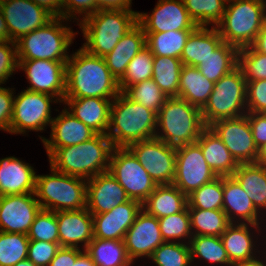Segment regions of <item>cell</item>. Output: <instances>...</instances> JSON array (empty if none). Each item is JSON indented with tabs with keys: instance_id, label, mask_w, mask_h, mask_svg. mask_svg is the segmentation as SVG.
I'll return each instance as SVG.
<instances>
[{
	"instance_id": "obj_1",
	"label": "cell",
	"mask_w": 266,
	"mask_h": 266,
	"mask_svg": "<svg viewBox=\"0 0 266 266\" xmlns=\"http://www.w3.org/2000/svg\"><path fill=\"white\" fill-rule=\"evenodd\" d=\"M119 84L103 57L81 47L66 62V93L64 98H115ZM110 97V98H109Z\"/></svg>"
},
{
	"instance_id": "obj_2",
	"label": "cell",
	"mask_w": 266,
	"mask_h": 266,
	"mask_svg": "<svg viewBox=\"0 0 266 266\" xmlns=\"http://www.w3.org/2000/svg\"><path fill=\"white\" fill-rule=\"evenodd\" d=\"M114 146L106 134L74 146L46 148L50 166L54 170L86 180L108 171Z\"/></svg>"
},
{
	"instance_id": "obj_3",
	"label": "cell",
	"mask_w": 266,
	"mask_h": 266,
	"mask_svg": "<svg viewBox=\"0 0 266 266\" xmlns=\"http://www.w3.org/2000/svg\"><path fill=\"white\" fill-rule=\"evenodd\" d=\"M156 126L157 114L132 101L123 92L112 100L110 132L106 135L114 147H128L135 142L155 138Z\"/></svg>"
},
{
	"instance_id": "obj_4",
	"label": "cell",
	"mask_w": 266,
	"mask_h": 266,
	"mask_svg": "<svg viewBox=\"0 0 266 266\" xmlns=\"http://www.w3.org/2000/svg\"><path fill=\"white\" fill-rule=\"evenodd\" d=\"M80 22L87 40L82 48L93 55L104 57L138 23V12L127 9L97 10Z\"/></svg>"
},
{
	"instance_id": "obj_5",
	"label": "cell",
	"mask_w": 266,
	"mask_h": 266,
	"mask_svg": "<svg viewBox=\"0 0 266 266\" xmlns=\"http://www.w3.org/2000/svg\"><path fill=\"white\" fill-rule=\"evenodd\" d=\"M164 134L155 137L168 145L195 143L206 128L201 109L179 97H168L157 114V127Z\"/></svg>"
},
{
	"instance_id": "obj_6",
	"label": "cell",
	"mask_w": 266,
	"mask_h": 266,
	"mask_svg": "<svg viewBox=\"0 0 266 266\" xmlns=\"http://www.w3.org/2000/svg\"><path fill=\"white\" fill-rule=\"evenodd\" d=\"M222 21L216 26L223 42L238 49L251 46L266 20L265 0H229ZM233 2V3H231Z\"/></svg>"
},
{
	"instance_id": "obj_7",
	"label": "cell",
	"mask_w": 266,
	"mask_h": 266,
	"mask_svg": "<svg viewBox=\"0 0 266 266\" xmlns=\"http://www.w3.org/2000/svg\"><path fill=\"white\" fill-rule=\"evenodd\" d=\"M62 17H54L44 27L38 28L16 41L18 60H52L67 62L66 51L74 34L60 22Z\"/></svg>"
},
{
	"instance_id": "obj_8",
	"label": "cell",
	"mask_w": 266,
	"mask_h": 266,
	"mask_svg": "<svg viewBox=\"0 0 266 266\" xmlns=\"http://www.w3.org/2000/svg\"><path fill=\"white\" fill-rule=\"evenodd\" d=\"M52 175H37L35 196L41 209L72 211L86 208L87 183L84 178L51 168ZM84 179V181H83Z\"/></svg>"
},
{
	"instance_id": "obj_9",
	"label": "cell",
	"mask_w": 266,
	"mask_h": 266,
	"mask_svg": "<svg viewBox=\"0 0 266 266\" xmlns=\"http://www.w3.org/2000/svg\"><path fill=\"white\" fill-rule=\"evenodd\" d=\"M246 92L247 82L239 66L215 82L208 102L201 109L206 127L218 120L245 115Z\"/></svg>"
},
{
	"instance_id": "obj_10",
	"label": "cell",
	"mask_w": 266,
	"mask_h": 266,
	"mask_svg": "<svg viewBox=\"0 0 266 266\" xmlns=\"http://www.w3.org/2000/svg\"><path fill=\"white\" fill-rule=\"evenodd\" d=\"M108 172L125 189L130 199L140 203L158 186L127 147H114Z\"/></svg>"
},
{
	"instance_id": "obj_11",
	"label": "cell",
	"mask_w": 266,
	"mask_h": 266,
	"mask_svg": "<svg viewBox=\"0 0 266 266\" xmlns=\"http://www.w3.org/2000/svg\"><path fill=\"white\" fill-rule=\"evenodd\" d=\"M157 185L172 184L176 172V147L158 138L135 142L127 147Z\"/></svg>"
},
{
	"instance_id": "obj_12",
	"label": "cell",
	"mask_w": 266,
	"mask_h": 266,
	"mask_svg": "<svg viewBox=\"0 0 266 266\" xmlns=\"http://www.w3.org/2000/svg\"><path fill=\"white\" fill-rule=\"evenodd\" d=\"M217 177L196 142L176 147V172L172 184L182 193L188 196Z\"/></svg>"
},
{
	"instance_id": "obj_13",
	"label": "cell",
	"mask_w": 266,
	"mask_h": 266,
	"mask_svg": "<svg viewBox=\"0 0 266 266\" xmlns=\"http://www.w3.org/2000/svg\"><path fill=\"white\" fill-rule=\"evenodd\" d=\"M51 97V98H50ZM52 95L24 90L14 98L10 133H25L26 129L41 131L51 124L50 102Z\"/></svg>"
},
{
	"instance_id": "obj_14",
	"label": "cell",
	"mask_w": 266,
	"mask_h": 266,
	"mask_svg": "<svg viewBox=\"0 0 266 266\" xmlns=\"http://www.w3.org/2000/svg\"><path fill=\"white\" fill-rule=\"evenodd\" d=\"M239 164L256 163L258 148L245 115L222 119L209 126Z\"/></svg>"
},
{
	"instance_id": "obj_15",
	"label": "cell",
	"mask_w": 266,
	"mask_h": 266,
	"mask_svg": "<svg viewBox=\"0 0 266 266\" xmlns=\"http://www.w3.org/2000/svg\"><path fill=\"white\" fill-rule=\"evenodd\" d=\"M11 41L44 27L54 16L32 0H0Z\"/></svg>"
},
{
	"instance_id": "obj_16",
	"label": "cell",
	"mask_w": 266,
	"mask_h": 266,
	"mask_svg": "<svg viewBox=\"0 0 266 266\" xmlns=\"http://www.w3.org/2000/svg\"><path fill=\"white\" fill-rule=\"evenodd\" d=\"M18 68L24 69L34 92L56 96L63 102L66 93V62L52 60H18ZM59 96L60 99L57 97Z\"/></svg>"
},
{
	"instance_id": "obj_17",
	"label": "cell",
	"mask_w": 266,
	"mask_h": 266,
	"mask_svg": "<svg viewBox=\"0 0 266 266\" xmlns=\"http://www.w3.org/2000/svg\"><path fill=\"white\" fill-rule=\"evenodd\" d=\"M138 23L144 33L194 30L197 27L183 0H159L149 16L147 13L138 12Z\"/></svg>"
},
{
	"instance_id": "obj_18",
	"label": "cell",
	"mask_w": 266,
	"mask_h": 266,
	"mask_svg": "<svg viewBox=\"0 0 266 266\" xmlns=\"http://www.w3.org/2000/svg\"><path fill=\"white\" fill-rule=\"evenodd\" d=\"M35 193L0 196V231L28 234L41 206Z\"/></svg>"
},
{
	"instance_id": "obj_19",
	"label": "cell",
	"mask_w": 266,
	"mask_h": 266,
	"mask_svg": "<svg viewBox=\"0 0 266 266\" xmlns=\"http://www.w3.org/2000/svg\"><path fill=\"white\" fill-rule=\"evenodd\" d=\"M123 240L132 262L135 258L142 256L150 258L153 252L164 243L158 218L147 214L142 209L125 233Z\"/></svg>"
},
{
	"instance_id": "obj_20",
	"label": "cell",
	"mask_w": 266,
	"mask_h": 266,
	"mask_svg": "<svg viewBox=\"0 0 266 266\" xmlns=\"http://www.w3.org/2000/svg\"><path fill=\"white\" fill-rule=\"evenodd\" d=\"M129 200L125 189L108 171L87 180L86 208L92 215L108 212Z\"/></svg>"
},
{
	"instance_id": "obj_21",
	"label": "cell",
	"mask_w": 266,
	"mask_h": 266,
	"mask_svg": "<svg viewBox=\"0 0 266 266\" xmlns=\"http://www.w3.org/2000/svg\"><path fill=\"white\" fill-rule=\"evenodd\" d=\"M141 210L142 203L130 199L108 212L92 215L94 238L123 240Z\"/></svg>"
},
{
	"instance_id": "obj_22",
	"label": "cell",
	"mask_w": 266,
	"mask_h": 266,
	"mask_svg": "<svg viewBox=\"0 0 266 266\" xmlns=\"http://www.w3.org/2000/svg\"><path fill=\"white\" fill-rule=\"evenodd\" d=\"M59 245L77 248L78 243L87 245L94 238L93 217L87 208L72 211H57Z\"/></svg>"
},
{
	"instance_id": "obj_23",
	"label": "cell",
	"mask_w": 266,
	"mask_h": 266,
	"mask_svg": "<svg viewBox=\"0 0 266 266\" xmlns=\"http://www.w3.org/2000/svg\"><path fill=\"white\" fill-rule=\"evenodd\" d=\"M50 140L40 137L45 148L74 146L93 138L97 133L86 126L67 109L52 120Z\"/></svg>"
},
{
	"instance_id": "obj_24",
	"label": "cell",
	"mask_w": 266,
	"mask_h": 266,
	"mask_svg": "<svg viewBox=\"0 0 266 266\" xmlns=\"http://www.w3.org/2000/svg\"><path fill=\"white\" fill-rule=\"evenodd\" d=\"M36 173L16 157L0 160V196L35 193Z\"/></svg>"
},
{
	"instance_id": "obj_25",
	"label": "cell",
	"mask_w": 266,
	"mask_h": 266,
	"mask_svg": "<svg viewBox=\"0 0 266 266\" xmlns=\"http://www.w3.org/2000/svg\"><path fill=\"white\" fill-rule=\"evenodd\" d=\"M112 99L106 98H64L71 114L97 134H107L110 124Z\"/></svg>"
},
{
	"instance_id": "obj_26",
	"label": "cell",
	"mask_w": 266,
	"mask_h": 266,
	"mask_svg": "<svg viewBox=\"0 0 266 266\" xmlns=\"http://www.w3.org/2000/svg\"><path fill=\"white\" fill-rule=\"evenodd\" d=\"M146 47V34L142 26L137 23L119 40L113 50L104 56L107 67L119 81L127 69L129 62Z\"/></svg>"
},
{
	"instance_id": "obj_27",
	"label": "cell",
	"mask_w": 266,
	"mask_h": 266,
	"mask_svg": "<svg viewBox=\"0 0 266 266\" xmlns=\"http://www.w3.org/2000/svg\"><path fill=\"white\" fill-rule=\"evenodd\" d=\"M222 210L226 213L231 223H233V219H235L232 215H237L250 226L260 228L258 227V210L233 176H223Z\"/></svg>"
},
{
	"instance_id": "obj_28",
	"label": "cell",
	"mask_w": 266,
	"mask_h": 266,
	"mask_svg": "<svg viewBox=\"0 0 266 266\" xmlns=\"http://www.w3.org/2000/svg\"><path fill=\"white\" fill-rule=\"evenodd\" d=\"M196 143L203 156L217 176H232L239 163L210 127H206Z\"/></svg>"
},
{
	"instance_id": "obj_29",
	"label": "cell",
	"mask_w": 266,
	"mask_h": 266,
	"mask_svg": "<svg viewBox=\"0 0 266 266\" xmlns=\"http://www.w3.org/2000/svg\"><path fill=\"white\" fill-rule=\"evenodd\" d=\"M223 42L218 29L214 26L208 29L204 26H197L189 35L181 61L183 65L198 66Z\"/></svg>"
},
{
	"instance_id": "obj_30",
	"label": "cell",
	"mask_w": 266,
	"mask_h": 266,
	"mask_svg": "<svg viewBox=\"0 0 266 266\" xmlns=\"http://www.w3.org/2000/svg\"><path fill=\"white\" fill-rule=\"evenodd\" d=\"M187 206L188 196L173 184L158 185L142 203V209L158 219L179 213Z\"/></svg>"
},
{
	"instance_id": "obj_31",
	"label": "cell",
	"mask_w": 266,
	"mask_h": 266,
	"mask_svg": "<svg viewBox=\"0 0 266 266\" xmlns=\"http://www.w3.org/2000/svg\"><path fill=\"white\" fill-rule=\"evenodd\" d=\"M214 84L202 75L197 67L183 65L180 72L178 97L202 109L209 100Z\"/></svg>"
},
{
	"instance_id": "obj_32",
	"label": "cell",
	"mask_w": 266,
	"mask_h": 266,
	"mask_svg": "<svg viewBox=\"0 0 266 266\" xmlns=\"http://www.w3.org/2000/svg\"><path fill=\"white\" fill-rule=\"evenodd\" d=\"M253 202L255 208L266 209V166L257 163L239 164L232 175Z\"/></svg>"
},
{
	"instance_id": "obj_33",
	"label": "cell",
	"mask_w": 266,
	"mask_h": 266,
	"mask_svg": "<svg viewBox=\"0 0 266 266\" xmlns=\"http://www.w3.org/2000/svg\"><path fill=\"white\" fill-rule=\"evenodd\" d=\"M248 231V223L244 221L238 225L231 223L220 236L232 265L255 259L253 240Z\"/></svg>"
},
{
	"instance_id": "obj_34",
	"label": "cell",
	"mask_w": 266,
	"mask_h": 266,
	"mask_svg": "<svg viewBox=\"0 0 266 266\" xmlns=\"http://www.w3.org/2000/svg\"><path fill=\"white\" fill-rule=\"evenodd\" d=\"M85 252L96 266H130L133 263L128 256L124 240L93 238Z\"/></svg>"
},
{
	"instance_id": "obj_35",
	"label": "cell",
	"mask_w": 266,
	"mask_h": 266,
	"mask_svg": "<svg viewBox=\"0 0 266 266\" xmlns=\"http://www.w3.org/2000/svg\"><path fill=\"white\" fill-rule=\"evenodd\" d=\"M238 51L236 46L222 42L196 67L202 75L215 83L238 66Z\"/></svg>"
},
{
	"instance_id": "obj_36",
	"label": "cell",
	"mask_w": 266,
	"mask_h": 266,
	"mask_svg": "<svg viewBox=\"0 0 266 266\" xmlns=\"http://www.w3.org/2000/svg\"><path fill=\"white\" fill-rule=\"evenodd\" d=\"M152 79L167 97H178L181 59L168 56H154Z\"/></svg>"
},
{
	"instance_id": "obj_37",
	"label": "cell",
	"mask_w": 266,
	"mask_h": 266,
	"mask_svg": "<svg viewBox=\"0 0 266 266\" xmlns=\"http://www.w3.org/2000/svg\"><path fill=\"white\" fill-rule=\"evenodd\" d=\"M193 30H179L146 34V46L154 56L179 58Z\"/></svg>"
},
{
	"instance_id": "obj_38",
	"label": "cell",
	"mask_w": 266,
	"mask_h": 266,
	"mask_svg": "<svg viewBox=\"0 0 266 266\" xmlns=\"http://www.w3.org/2000/svg\"><path fill=\"white\" fill-rule=\"evenodd\" d=\"M193 236H221L231 224L223 210H203L188 208Z\"/></svg>"
},
{
	"instance_id": "obj_39",
	"label": "cell",
	"mask_w": 266,
	"mask_h": 266,
	"mask_svg": "<svg viewBox=\"0 0 266 266\" xmlns=\"http://www.w3.org/2000/svg\"><path fill=\"white\" fill-rule=\"evenodd\" d=\"M190 18L197 26H216L222 21L226 0H183Z\"/></svg>"
},
{
	"instance_id": "obj_40",
	"label": "cell",
	"mask_w": 266,
	"mask_h": 266,
	"mask_svg": "<svg viewBox=\"0 0 266 266\" xmlns=\"http://www.w3.org/2000/svg\"><path fill=\"white\" fill-rule=\"evenodd\" d=\"M223 176L202 185L188 195V208L203 210H222Z\"/></svg>"
},
{
	"instance_id": "obj_41",
	"label": "cell",
	"mask_w": 266,
	"mask_h": 266,
	"mask_svg": "<svg viewBox=\"0 0 266 266\" xmlns=\"http://www.w3.org/2000/svg\"><path fill=\"white\" fill-rule=\"evenodd\" d=\"M189 242L191 261H193L195 256H198L212 263L232 265L221 237L193 236Z\"/></svg>"
},
{
	"instance_id": "obj_42",
	"label": "cell",
	"mask_w": 266,
	"mask_h": 266,
	"mask_svg": "<svg viewBox=\"0 0 266 266\" xmlns=\"http://www.w3.org/2000/svg\"><path fill=\"white\" fill-rule=\"evenodd\" d=\"M123 93L132 101L143 105L156 114L168 98L152 78L128 86Z\"/></svg>"
},
{
	"instance_id": "obj_43",
	"label": "cell",
	"mask_w": 266,
	"mask_h": 266,
	"mask_svg": "<svg viewBox=\"0 0 266 266\" xmlns=\"http://www.w3.org/2000/svg\"><path fill=\"white\" fill-rule=\"evenodd\" d=\"M154 55L146 46L127 65L123 77L118 81L119 89L123 92L128 86L148 80L153 74Z\"/></svg>"
},
{
	"instance_id": "obj_44",
	"label": "cell",
	"mask_w": 266,
	"mask_h": 266,
	"mask_svg": "<svg viewBox=\"0 0 266 266\" xmlns=\"http://www.w3.org/2000/svg\"><path fill=\"white\" fill-rule=\"evenodd\" d=\"M29 238L22 233L0 231V266H14L26 260Z\"/></svg>"
},
{
	"instance_id": "obj_45",
	"label": "cell",
	"mask_w": 266,
	"mask_h": 266,
	"mask_svg": "<svg viewBox=\"0 0 266 266\" xmlns=\"http://www.w3.org/2000/svg\"><path fill=\"white\" fill-rule=\"evenodd\" d=\"M157 266H190V247L180 242L162 243L150 257Z\"/></svg>"
},
{
	"instance_id": "obj_46",
	"label": "cell",
	"mask_w": 266,
	"mask_h": 266,
	"mask_svg": "<svg viewBox=\"0 0 266 266\" xmlns=\"http://www.w3.org/2000/svg\"><path fill=\"white\" fill-rule=\"evenodd\" d=\"M27 236L29 240L59 243L56 212L41 209L36 214Z\"/></svg>"
},
{
	"instance_id": "obj_47",
	"label": "cell",
	"mask_w": 266,
	"mask_h": 266,
	"mask_svg": "<svg viewBox=\"0 0 266 266\" xmlns=\"http://www.w3.org/2000/svg\"><path fill=\"white\" fill-rule=\"evenodd\" d=\"M160 225V231L164 242H170V240L181 239L189 236V239L193 237L191 233V220L188 207L176 214L165 216L158 219Z\"/></svg>"
},
{
	"instance_id": "obj_48",
	"label": "cell",
	"mask_w": 266,
	"mask_h": 266,
	"mask_svg": "<svg viewBox=\"0 0 266 266\" xmlns=\"http://www.w3.org/2000/svg\"><path fill=\"white\" fill-rule=\"evenodd\" d=\"M238 66L247 81L266 80V55L257 52L252 46L240 48Z\"/></svg>"
},
{
	"instance_id": "obj_49",
	"label": "cell",
	"mask_w": 266,
	"mask_h": 266,
	"mask_svg": "<svg viewBox=\"0 0 266 266\" xmlns=\"http://www.w3.org/2000/svg\"><path fill=\"white\" fill-rule=\"evenodd\" d=\"M60 247L59 243L29 240L27 259L36 266H48Z\"/></svg>"
},
{
	"instance_id": "obj_50",
	"label": "cell",
	"mask_w": 266,
	"mask_h": 266,
	"mask_svg": "<svg viewBox=\"0 0 266 266\" xmlns=\"http://www.w3.org/2000/svg\"><path fill=\"white\" fill-rule=\"evenodd\" d=\"M247 113L266 114V80L247 81Z\"/></svg>"
},
{
	"instance_id": "obj_51",
	"label": "cell",
	"mask_w": 266,
	"mask_h": 266,
	"mask_svg": "<svg viewBox=\"0 0 266 266\" xmlns=\"http://www.w3.org/2000/svg\"><path fill=\"white\" fill-rule=\"evenodd\" d=\"M10 43L12 44V48L9 46ZM16 68L18 69L16 42L0 41V85L4 84Z\"/></svg>"
},
{
	"instance_id": "obj_52",
	"label": "cell",
	"mask_w": 266,
	"mask_h": 266,
	"mask_svg": "<svg viewBox=\"0 0 266 266\" xmlns=\"http://www.w3.org/2000/svg\"><path fill=\"white\" fill-rule=\"evenodd\" d=\"M10 88L0 87V129L10 133L14 96Z\"/></svg>"
},
{
	"instance_id": "obj_53",
	"label": "cell",
	"mask_w": 266,
	"mask_h": 266,
	"mask_svg": "<svg viewBox=\"0 0 266 266\" xmlns=\"http://www.w3.org/2000/svg\"><path fill=\"white\" fill-rule=\"evenodd\" d=\"M73 12L85 13L83 19L87 18L96 12V0H63V18L69 20Z\"/></svg>"
},
{
	"instance_id": "obj_54",
	"label": "cell",
	"mask_w": 266,
	"mask_h": 266,
	"mask_svg": "<svg viewBox=\"0 0 266 266\" xmlns=\"http://www.w3.org/2000/svg\"><path fill=\"white\" fill-rule=\"evenodd\" d=\"M253 140L257 148L266 143V114L247 113Z\"/></svg>"
},
{
	"instance_id": "obj_55",
	"label": "cell",
	"mask_w": 266,
	"mask_h": 266,
	"mask_svg": "<svg viewBox=\"0 0 266 266\" xmlns=\"http://www.w3.org/2000/svg\"><path fill=\"white\" fill-rule=\"evenodd\" d=\"M82 252L79 247H60L48 266H71Z\"/></svg>"
},
{
	"instance_id": "obj_56",
	"label": "cell",
	"mask_w": 266,
	"mask_h": 266,
	"mask_svg": "<svg viewBox=\"0 0 266 266\" xmlns=\"http://www.w3.org/2000/svg\"><path fill=\"white\" fill-rule=\"evenodd\" d=\"M132 0H96L97 10L130 9Z\"/></svg>"
},
{
	"instance_id": "obj_57",
	"label": "cell",
	"mask_w": 266,
	"mask_h": 266,
	"mask_svg": "<svg viewBox=\"0 0 266 266\" xmlns=\"http://www.w3.org/2000/svg\"><path fill=\"white\" fill-rule=\"evenodd\" d=\"M32 1L35 4L44 7L54 17L63 18V0H32Z\"/></svg>"
},
{
	"instance_id": "obj_58",
	"label": "cell",
	"mask_w": 266,
	"mask_h": 266,
	"mask_svg": "<svg viewBox=\"0 0 266 266\" xmlns=\"http://www.w3.org/2000/svg\"><path fill=\"white\" fill-rule=\"evenodd\" d=\"M257 52L266 55V20L257 34L256 40L251 45Z\"/></svg>"
},
{
	"instance_id": "obj_59",
	"label": "cell",
	"mask_w": 266,
	"mask_h": 266,
	"mask_svg": "<svg viewBox=\"0 0 266 266\" xmlns=\"http://www.w3.org/2000/svg\"><path fill=\"white\" fill-rule=\"evenodd\" d=\"M0 41H11L5 17L3 16L1 7H0Z\"/></svg>"
},
{
	"instance_id": "obj_60",
	"label": "cell",
	"mask_w": 266,
	"mask_h": 266,
	"mask_svg": "<svg viewBox=\"0 0 266 266\" xmlns=\"http://www.w3.org/2000/svg\"><path fill=\"white\" fill-rule=\"evenodd\" d=\"M76 259L74 264H71V266H96L90 256L83 250Z\"/></svg>"
},
{
	"instance_id": "obj_61",
	"label": "cell",
	"mask_w": 266,
	"mask_h": 266,
	"mask_svg": "<svg viewBox=\"0 0 266 266\" xmlns=\"http://www.w3.org/2000/svg\"><path fill=\"white\" fill-rule=\"evenodd\" d=\"M256 163L266 166V143H264L258 148Z\"/></svg>"
},
{
	"instance_id": "obj_62",
	"label": "cell",
	"mask_w": 266,
	"mask_h": 266,
	"mask_svg": "<svg viewBox=\"0 0 266 266\" xmlns=\"http://www.w3.org/2000/svg\"><path fill=\"white\" fill-rule=\"evenodd\" d=\"M238 266H266L262 261L255 259L238 264Z\"/></svg>"
},
{
	"instance_id": "obj_63",
	"label": "cell",
	"mask_w": 266,
	"mask_h": 266,
	"mask_svg": "<svg viewBox=\"0 0 266 266\" xmlns=\"http://www.w3.org/2000/svg\"><path fill=\"white\" fill-rule=\"evenodd\" d=\"M14 266H36V265L33 264L30 260L26 259V260L18 262Z\"/></svg>"
}]
</instances>
